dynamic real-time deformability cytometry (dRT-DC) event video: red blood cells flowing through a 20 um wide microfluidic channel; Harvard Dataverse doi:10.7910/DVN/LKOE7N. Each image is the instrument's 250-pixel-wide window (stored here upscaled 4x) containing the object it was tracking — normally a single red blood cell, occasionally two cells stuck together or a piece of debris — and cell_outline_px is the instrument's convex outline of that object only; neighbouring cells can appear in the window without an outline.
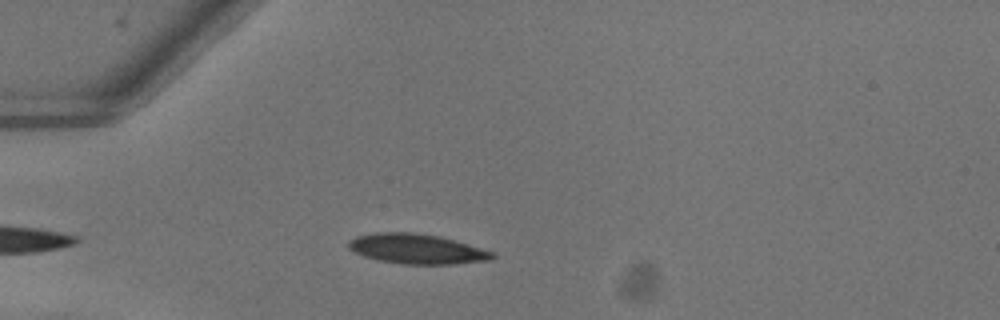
{"species": "common noctule bat (a hibernating species)", "species_latin": "Nyctalus noctula", "temperature_condition": "warm", "stored_images_in_passage": 38, "camera_frame_rate_fps": 3000, "um_per_image_px": 0.085, "animal": {"sex": "female"}, "frame": {"image": 1, "passage_image": 4, "time_ms": 1.0, "image_size_px": [1000, 320], "cell_outline_px": [[496, 256], [492, 260], [452, 264], [404, 264], [380, 260], [364, 256], [352, 252], [348, 248], [348, 240], [356, 236], [376, 232], [412, 232], [440, 236], [496, 252]], "centroid_in_image_um": [35.44, 21.15], "position_along_channel_um": 49.6, "area_um2": 25.26}}
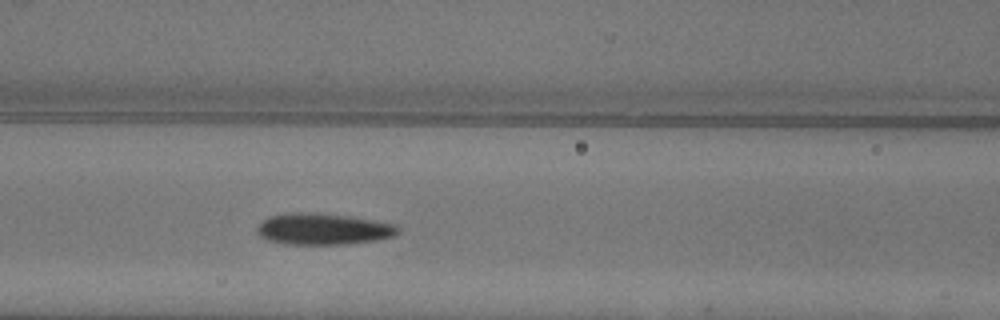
{"frame": {"image": 2, "passage_image": 12, "time_ms": 3.667, "image_size_px": [1000, 320], "cell_outline_px": [[400, 232], [392, 236], [372, 240], [340, 244], [288, 244], [268, 240], [260, 236], [256, 232], [256, 228], [268, 216], [288, 212], [316, 212], [348, 216], [372, 220], [392, 224], [400, 228]], "centroid_in_image_um": [27.4, 19.45], "position_along_channel_um": 139.2, "area_um2": 25.55}}
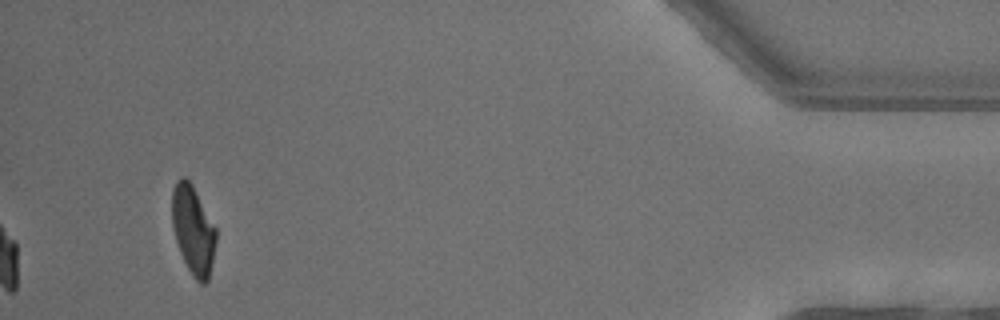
{"frame": {"image": 3, "passage_image": 38, "time_ms": 12.333, "image_size_px": [1000, 320], "cell_outline_px": [[216, 240], [208, 280], [204, 284], [200, 284], [192, 276], [180, 252], [176, 240], [172, 224], [172, 188], [176, 180], [184, 176], [192, 184], [216, 228]], "centroid_in_image_um": [16.4, 19.53], "position_along_channel_um": 418.8, "area_um2": 22.54}, "authors_computed_cell_mechanics": {"area_um2": 25.1141, "velocity_mm_per_s": 4.0338, "shape_relaxation_time_tau1_ms": 4.0898, "shape_relaxation_time_tau2_ms": 2.5617, "deformation_change_tau1": 0.165, "deformation_change_tau2": 0.0795}}